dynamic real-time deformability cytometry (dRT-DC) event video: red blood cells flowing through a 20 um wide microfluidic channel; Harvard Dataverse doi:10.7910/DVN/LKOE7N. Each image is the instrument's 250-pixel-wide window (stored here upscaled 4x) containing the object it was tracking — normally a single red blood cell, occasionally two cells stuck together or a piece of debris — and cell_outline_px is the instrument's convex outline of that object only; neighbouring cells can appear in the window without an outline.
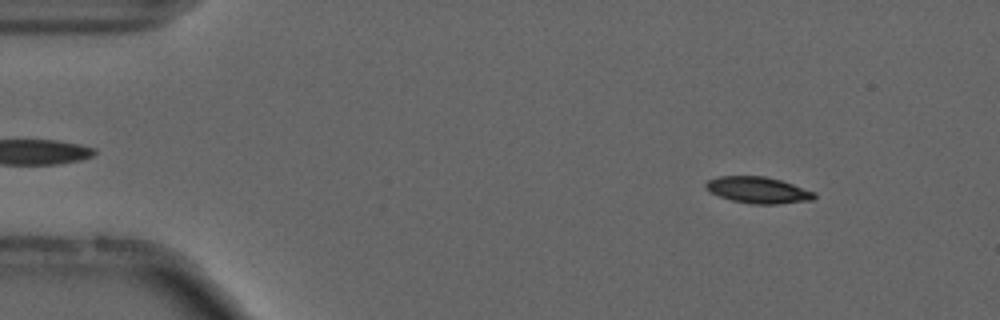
{"species": "common noctule bat (a hibernating species)", "species_latin": "Nyctalus noctula", "temperature_condition": "cold", "stored_images_in_passage": 54, "camera_frame_rate_fps": 3000, "um_per_image_px": 0.085, "animal": {"sex": "male", "forearm_length_mm": 52.5}, "frame": {"image": 1, "passage_image": 6, "time_ms": 1.667, "image_size_px": [1000, 320], "cell_outline_px": [[816, 196], [812, 200], [776, 204], [752, 204], [732, 200], [720, 196], [704, 188], [704, 184], [708, 180], [720, 176], [764, 176], [780, 180], [816, 192]], "centroid_in_image_um": [64.44, 16.15], "position_along_channel_um": 20.6, "area_um2": 16.59}}
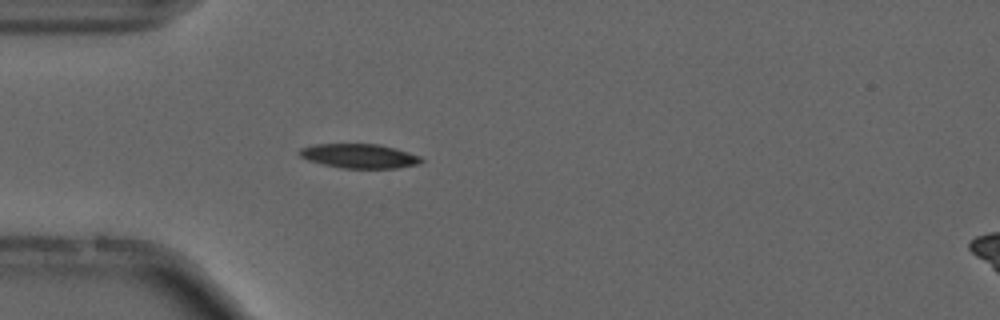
{"frame": {"image": 2, "passage_image": 15, "time_ms": 4.667, "image_size_px": [1000, 320], "cell_outline_px": [[424, 160], [416, 164], [396, 168], [340, 168], [308, 160], [300, 156], [296, 152], [300, 148], [312, 144], [380, 144], [396, 148], [420, 156]], "centroid_in_image_um": [30.5, 13.25], "position_along_channel_um": 54.5, "area_um2": 17.28}, "authors_computed_cell_mechanics": {"area_um2": 16.5019, "velocity_mm_per_s": 3.7145, "shape_relaxation_time_tau1_ms": 4.7966, "shape_relaxation_time_tau2_ms": null, "deformation_change_tau1": 0.1181, "deformation_change_tau2": null}}